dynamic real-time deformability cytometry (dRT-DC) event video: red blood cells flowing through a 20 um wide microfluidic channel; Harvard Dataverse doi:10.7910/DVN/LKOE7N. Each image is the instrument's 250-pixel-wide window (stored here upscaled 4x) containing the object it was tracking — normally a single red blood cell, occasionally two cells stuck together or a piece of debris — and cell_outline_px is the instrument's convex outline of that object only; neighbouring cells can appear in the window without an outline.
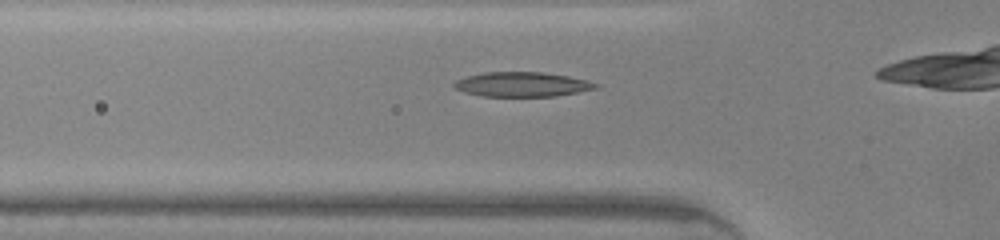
{"species": "common noctule bat (a hibernating species)", "species_latin": "Nyctalus noctula", "temperature_condition": "warm", "stored_images_in_passage": 25, "camera_frame_rate_fps": 3000, "um_per_image_px": 0.085, "animal": {"sex": "male", "body_mass_g": 20.0, "forearm_length_mm": 53.3}, "frame": {"image": 1, "passage_image": 3, "time_ms": 0.667, "image_size_px": [1000, 240], "cell_outline_px": [[600, 88], [556, 96], [484, 96], [464, 92], [456, 88], [452, 84], [456, 80], [468, 76], [484, 72], [544, 72], [568, 76], [588, 80], [600, 84]], "centroid_in_image_um": [44.43, 7.17], "position_along_channel_um": 81.4, "area_um2": 20.35}}
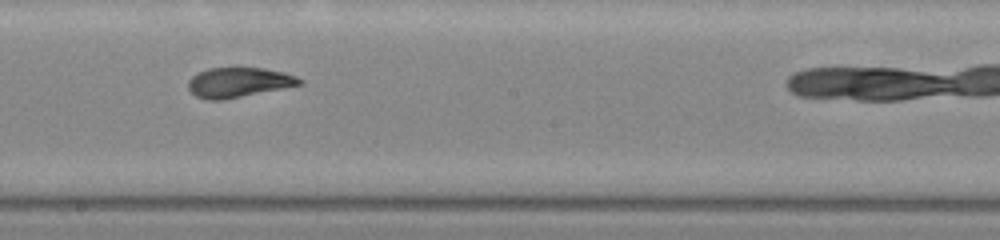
{"frame": {"image": 2, "passage_image": 13, "time_ms": 4.0, "image_size_px": [1000, 240], "cell_outline_px": [[304, 84], [220, 100], [208, 100], [196, 96], [188, 88], [188, 80], [192, 76], [208, 68], [264, 68], [284, 72], [296, 76], [304, 80]], "centroid_in_image_um": [20.3, 6.99], "position_along_channel_um": 227.9, "area_um2": 19.19}}
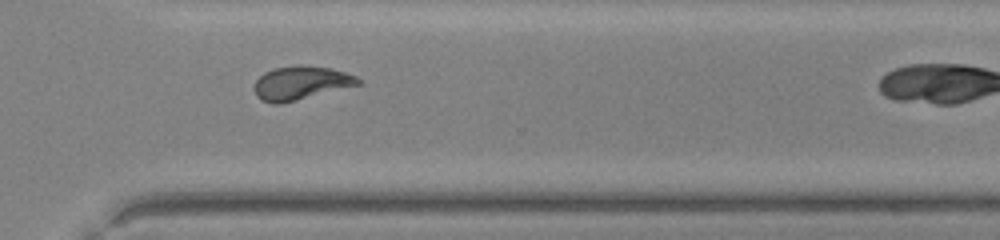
{"frame": {"image": 3, "passage_image": 21, "time_ms": 6.667, "image_size_px": [1000, 240], "cell_outline_px": [[360, 84], [280, 104], [272, 104], [260, 100], [256, 96], [256, 80], [264, 72], [276, 68], [300, 64], [332, 68], [356, 76], [360, 80]], "centroid_in_image_um": [25.56, 7.04], "position_along_channel_um": 345.0, "area_um2": 20.11}}